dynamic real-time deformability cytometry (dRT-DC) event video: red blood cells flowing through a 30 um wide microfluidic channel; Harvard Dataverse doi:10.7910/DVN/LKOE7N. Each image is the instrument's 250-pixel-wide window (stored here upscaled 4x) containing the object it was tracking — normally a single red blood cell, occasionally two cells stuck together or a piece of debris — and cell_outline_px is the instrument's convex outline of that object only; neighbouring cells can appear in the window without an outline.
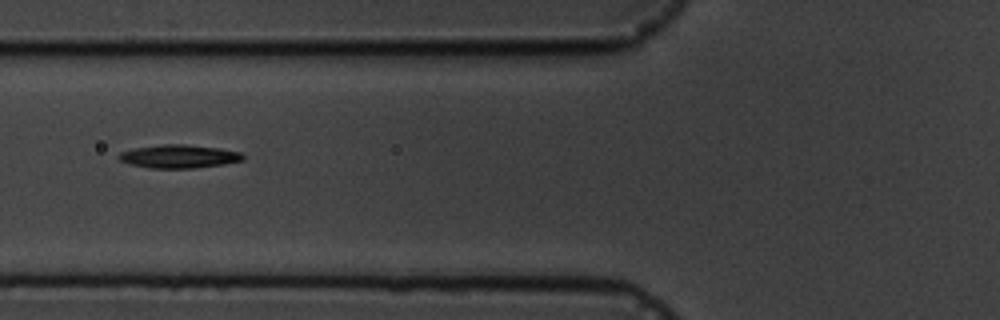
{"species": "common noctule bat (a hibernating species)", "species_latin": "Nyctalus noctula", "temperature_condition": "cold", "stored_images_in_passage": 16, "segment_of_instrument_passage": [2, 2], "camera_frame_rate_fps": 3000, "um_per_image_px": 0.085, "animal": {"sex": "male", "body_mass_g": 19.5, "forearm_length_mm": 54.6}, "frame": {"image": 1, "passage_image": 7, "time_ms": 6.667, "image_size_px": [1000, 320], "cell_outline_px": [[244, 160], [224, 164], [192, 168], [148, 168], [128, 164], [120, 160], [116, 156], [120, 152], [136, 148], [164, 144], [184, 144], [220, 148], [240, 152], [244, 156]], "centroid_in_image_um": [15.2, 13.29], "position_along_channel_um": 110.6, "area_um2": 16.88}}
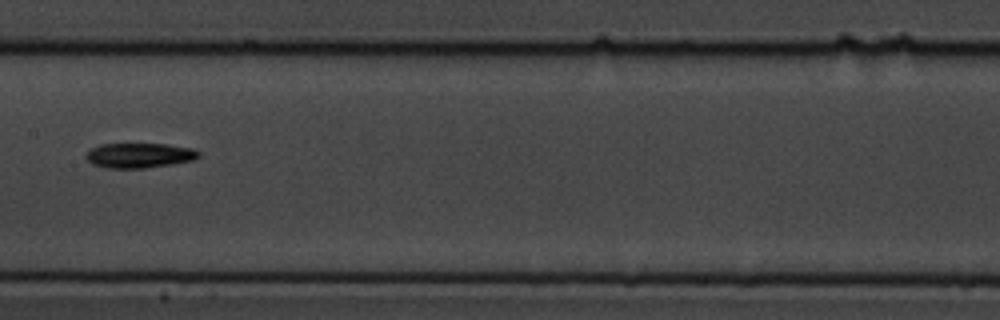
{"frame": {"image": 2, "passage_image": 9, "time_ms": 9.0, "image_size_px": [1000, 320], "cell_outline_px": [[200, 156], [192, 160], [172, 164], [144, 168], [108, 168], [92, 164], [84, 156], [92, 148], [100, 144], [168, 144], [192, 148], [200, 152]], "centroid_in_image_um": [11.85, 13.21], "position_along_channel_um": 195.6, "area_um2": 16.3}}
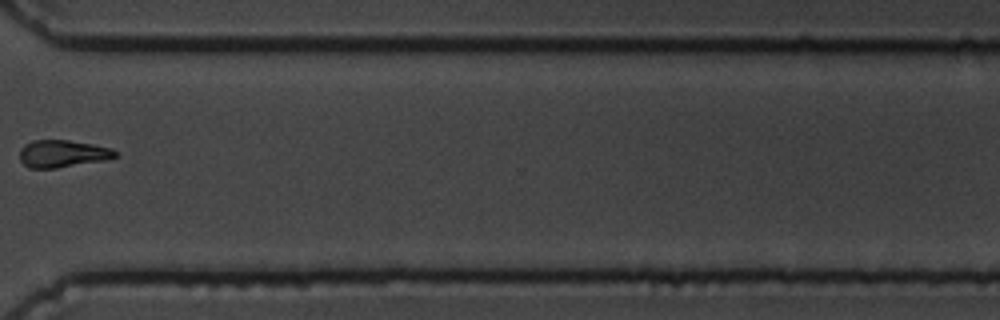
{"frame": {"image": 3, "passage_image": 13, "time_ms": 13.667, "image_size_px": [1000, 320], "cell_outline_px": [[120, 152], [116, 156], [104, 160], [56, 168], [28, 168], [20, 160], [20, 148], [24, 144], [32, 140], [68, 140], [92, 144], [112, 148]], "centroid_in_image_um": [5.31, 13.05], "position_along_channel_um": 365.3, "area_um2": 15.26}}